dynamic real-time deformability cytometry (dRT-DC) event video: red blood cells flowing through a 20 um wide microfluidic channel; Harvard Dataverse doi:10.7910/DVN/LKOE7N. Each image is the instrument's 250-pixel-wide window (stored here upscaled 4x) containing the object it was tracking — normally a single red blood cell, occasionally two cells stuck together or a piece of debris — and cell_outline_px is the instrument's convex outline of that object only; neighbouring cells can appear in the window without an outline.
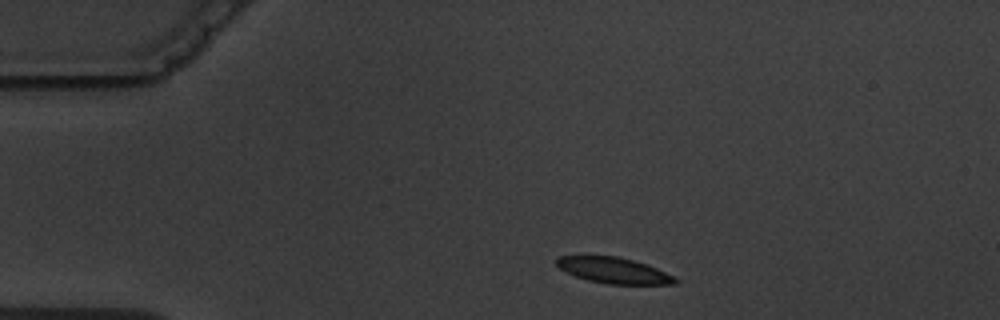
{"species": "common noctule bat (a hibernating species)", "species_latin": "Nyctalus noctula", "temperature_condition": "warm", "stored_images_in_passage": 4, "camera_frame_rate_fps": 3000, "um_per_image_px": 0.085, "animal": {"sex": "male", "body_mass_g": 19.5, "forearm_length_mm": 54.6}, "frame": {"image": 1, "passage_image": 1, "time_ms": 0.0, "image_size_px": [1000, 320], "cell_outline_px": [[680, 280], [676, 284], [608, 284], [588, 280], [576, 276], [560, 268], [556, 264], [556, 256], [584, 252], [616, 256], [632, 260], [656, 268]], "centroid_in_image_um": [52.04, 22.92], "position_along_channel_um": 33.0, "area_um2": 18.44}}
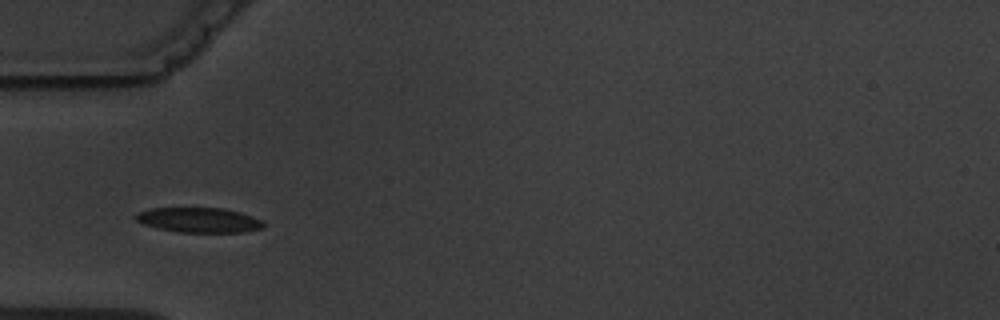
{"frame": {"image": 2, "passage_image": 2, "time_ms": 2.333, "image_size_px": [1000, 320], "cell_outline_px": [[264, 228], [244, 232], [180, 232], [156, 228], [144, 224], [136, 220], [132, 216], [136, 212], [148, 208], [224, 208], [240, 212], [252, 216], [260, 220], [264, 224]], "centroid_in_image_um": [16.86, 18.7], "position_along_channel_um": 68.1, "area_um2": 18.67}}